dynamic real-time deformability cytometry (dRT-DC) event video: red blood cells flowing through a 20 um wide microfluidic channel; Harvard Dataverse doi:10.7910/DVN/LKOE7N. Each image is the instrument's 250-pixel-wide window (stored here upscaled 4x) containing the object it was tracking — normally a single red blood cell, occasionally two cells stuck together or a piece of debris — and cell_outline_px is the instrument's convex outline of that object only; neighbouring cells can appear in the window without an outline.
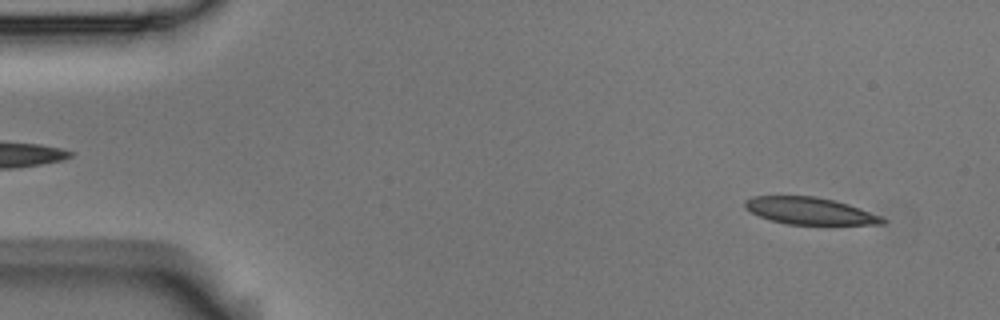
{"species": "Egyptian fruit bat (a non-hibernating species)", "species_latin": "Rousettus aegyptiacus", "temperature_condition": "room temperature", "stored_images_in_passage": 5, "camera_frame_rate_fps": 3000, "um_per_image_px": 0.085, "animal": {"sex": "male"}, "frame": {"image": 1, "passage_image": 5, "time_ms": 1.333, "image_size_px": [1000, 320], "cell_outline_px": [[888, 220], [884, 224], [788, 224], [772, 220], [760, 216], [744, 208], [744, 200], [752, 196], [816, 196], [848, 204], [860, 208], [880, 216]], "centroid_in_image_um": [68.82, 17.92], "position_along_channel_um": 16.2, "area_um2": 21.44}}